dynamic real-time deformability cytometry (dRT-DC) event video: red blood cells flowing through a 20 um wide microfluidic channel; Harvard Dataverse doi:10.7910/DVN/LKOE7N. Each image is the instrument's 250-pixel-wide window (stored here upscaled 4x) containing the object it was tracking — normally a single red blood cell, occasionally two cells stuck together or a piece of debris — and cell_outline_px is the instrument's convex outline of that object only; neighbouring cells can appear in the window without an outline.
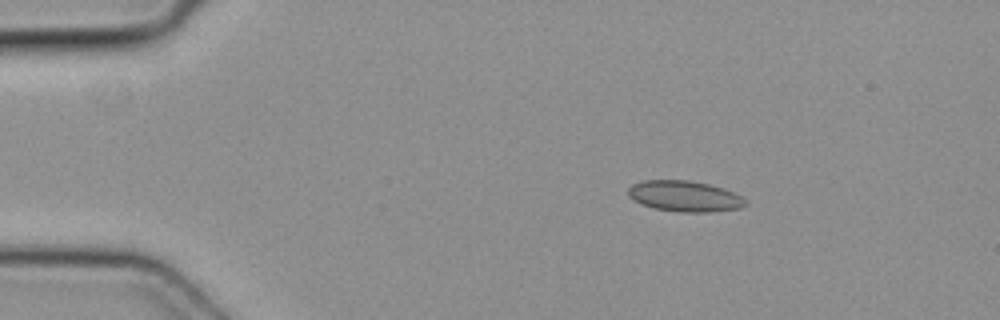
{"species": "common noctule bat (a hibernating species)", "species_latin": "Nyctalus noctula", "temperature_condition": "cold", "stored_images_in_passage": 4, "camera_frame_rate_fps": 3000, "um_per_image_px": 0.085, "animal": {"sex": "female", "body_mass_g": 19.3, "forearm_length_mm": 54.1}, "frame": {"image": 1, "passage_image": 1, "time_ms": 0.0, "image_size_px": [1000, 320], "cell_outline_px": [[748, 204], [740, 208], [708, 212], [680, 212], [652, 208], [640, 204], [632, 200], [628, 196], [628, 188], [632, 184], [644, 180], [688, 180], [708, 184], [724, 188], [740, 196]], "centroid_in_image_um": [58.14, 16.68], "position_along_channel_um": 26.9, "area_um2": 21.15}}
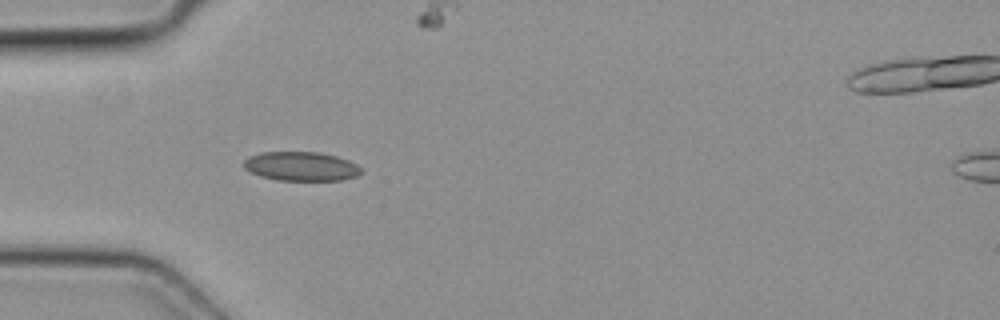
{"frame": {"image": 2, "passage_image": 3, "time_ms": 0.667, "image_size_px": [1000, 320], "cell_outline_px": [[364, 172], [356, 176], [340, 180], [276, 180], [260, 176], [244, 168], [244, 160], [248, 156], [260, 152], [320, 152], [336, 156], [348, 160], [356, 164]], "centroid_in_image_um": [25.59, 14.13], "position_along_channel_um": 59.4, "area_um2": 19.94}}